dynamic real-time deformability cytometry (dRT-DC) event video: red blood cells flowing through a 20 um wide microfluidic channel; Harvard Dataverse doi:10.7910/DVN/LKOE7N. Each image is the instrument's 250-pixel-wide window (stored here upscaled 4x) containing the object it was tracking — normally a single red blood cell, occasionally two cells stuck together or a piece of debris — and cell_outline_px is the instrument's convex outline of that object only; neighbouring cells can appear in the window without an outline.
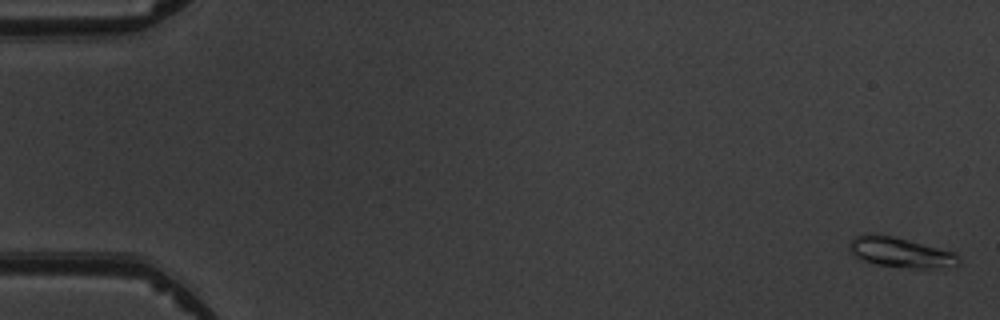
{"species": "common noctule bat (a hibernating species)", "species_latin": "Nyctalus noctula", "temperature_condition": "warm", "stored_images_in_passage": 6, "camera_frame_rate_fps": 3000, "um_per_image_px": 0.085, "animal": {"sex": "male", "body_mass_g": 19.5, "forearm_length_mm": 54.6}, "frame": {"image": 1, "passage_image": 1, "time_ms": 0.0, "image_size_px": [1000, 320], "cell_outline_px": [[960, 264], [928, 268], [916, 268], [876, 264], [864, 260], [856, 256], [848, 248], [848, 244], [856, 236], [892, 236], [956, 252], [960, 256]], "centroid_in_image_um": [76.61, 21.47], "position_along_channel_um": 8.4, "area_um2": 18.38}}
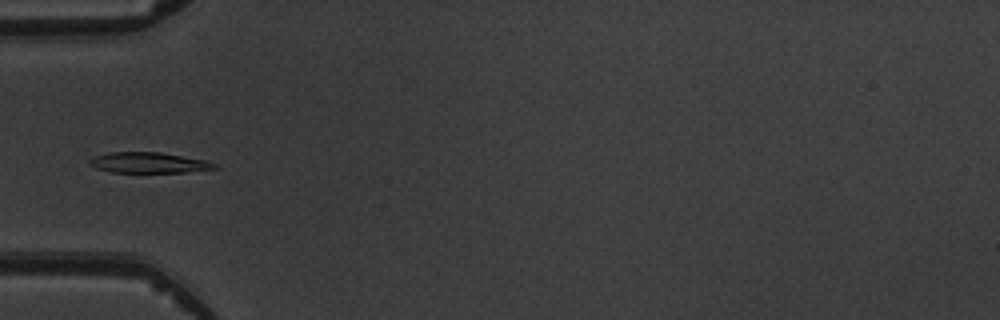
{"frame": {"image": 2, "passage_image": 6, "time_ms": 5.667, "image_size_px": [1000, 320], "cell_outline_px": [[220, 168], [184, 172], [112, 172], [96, 168], [88, 164], [88, 160], [96, 156], [112, 152], [160, 152], [204, 160], [216, 164]], "centroid_in_image_um": [12.63, 13.83], "position_along_channel_um": 72.4, "area_um2": 14.85}}